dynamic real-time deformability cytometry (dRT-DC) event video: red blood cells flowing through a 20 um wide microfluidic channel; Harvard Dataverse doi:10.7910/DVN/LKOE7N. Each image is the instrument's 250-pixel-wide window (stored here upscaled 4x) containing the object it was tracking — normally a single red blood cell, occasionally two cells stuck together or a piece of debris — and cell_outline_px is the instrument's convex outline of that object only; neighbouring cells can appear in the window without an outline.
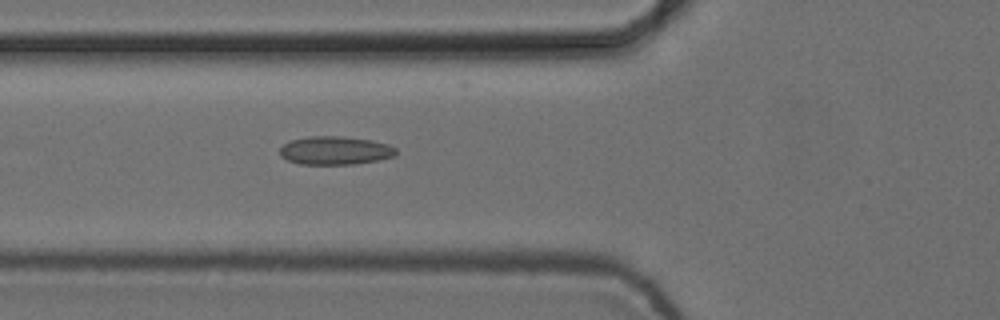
{"species": "common noctule bat (a hibernating species)", "species_latin": "Nyctalus noctula", "temperature_condition": "cold", "stored_images_in_passage": 4, "camera_frame_rate_fps": 3000, "um_per_image_px": 0.085, "animal": {"sex": "female", "body_mass_g": 24.6, "forearm_length_mm": 56.2}, "frame": {"image": 1, "passage_image": 4, "time_ms": 1.0, "image_size_px": [1000, 320], "cell_outline_px": [[396, 156], [380, 160], [352, 164], [300, 164], [288, 160], [280, 156], [280, 148], [284, 144], [292, 140], [308, 136], [344, 136], [372, 140], [388, 144], [396, 148]], "centroid_in_image_um": [28.51, 12.79], "position_along_channel_um": 97.3, "area_um2": 19.31}}